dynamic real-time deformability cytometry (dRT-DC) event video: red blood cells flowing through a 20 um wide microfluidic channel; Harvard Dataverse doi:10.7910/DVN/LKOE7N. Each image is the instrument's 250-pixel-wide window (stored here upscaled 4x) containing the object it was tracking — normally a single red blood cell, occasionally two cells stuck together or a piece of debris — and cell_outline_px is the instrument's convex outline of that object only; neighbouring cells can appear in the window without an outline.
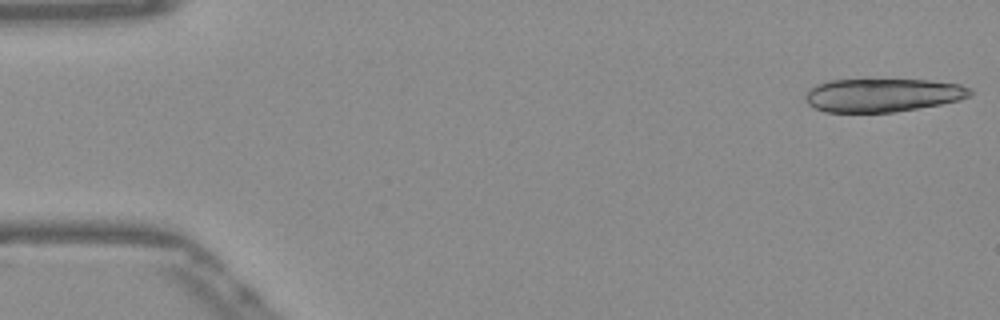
{"species": "Egyptian fruit bat (a non-hibernating species)", "species_latin": "Rousettus aegyptiacus", "temperature_condition": "warm", "stored_images_in_passage": 17, "camera_frame_rate_fps": 3000, "um_per_image_px": 0.085, "frame": {"image": 1, "passage_image": 1, "time_ms": 0.0, "image_size_px": [1000, 320], "cell_outline_px": [[972, 92], [968, 96], [960, 100], [940, 104], [896, 112], [824, 112], [808, 104], [804, 100], [804, 96], [808, 88], [816, 84], [828, 80], [868, 76], [928, 80], [960, 84], [972, 88]], "centroid_in_image_um": [74.96, 8.02], "position_along_channel_um": 10.0, "area_um2": 33.64}}